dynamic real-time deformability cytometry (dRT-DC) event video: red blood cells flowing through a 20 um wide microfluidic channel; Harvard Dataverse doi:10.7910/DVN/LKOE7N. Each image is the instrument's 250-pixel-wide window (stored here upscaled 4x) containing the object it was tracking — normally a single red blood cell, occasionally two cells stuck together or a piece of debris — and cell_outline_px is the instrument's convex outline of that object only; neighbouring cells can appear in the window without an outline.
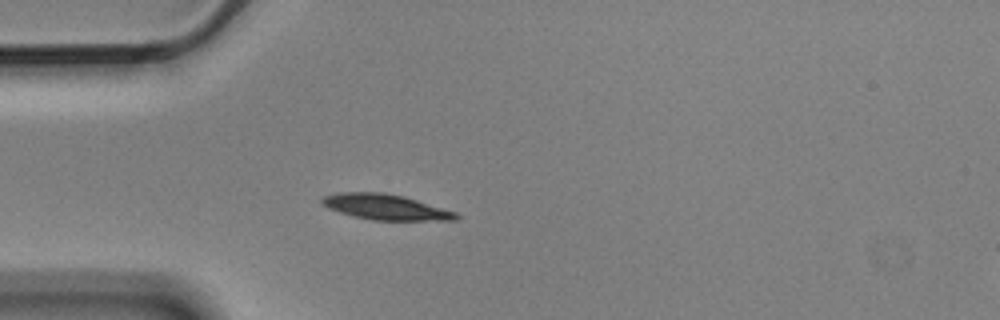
{"species": "Egyptian fruit bat (a non-hibernating species)", "species_latin": "Rousettus aegyptiacus", "temperature_condition": "cold", "stored_images_in_passage": 4, "camera_frame_rate_fps": 3000, "um_per_image_px": 0.085, "animal": {"sex": "male"}, "frame": {"image": 1, "passage_image": 4, "time_ms": 1.0, "image_size_px": [1000, 320], "cell_outline_px": [[460, 220], [372, 220], [352, 216], [328, 208], [320, 204], [320, 200], [324, 196], [336, 192], [384, 192], [404, 196], [456, 212], [460, 216]], "centroid_in_image_um": [32.75, 17.59], "position_along_channel_um": 52.3, "area_um2": 20.06}}